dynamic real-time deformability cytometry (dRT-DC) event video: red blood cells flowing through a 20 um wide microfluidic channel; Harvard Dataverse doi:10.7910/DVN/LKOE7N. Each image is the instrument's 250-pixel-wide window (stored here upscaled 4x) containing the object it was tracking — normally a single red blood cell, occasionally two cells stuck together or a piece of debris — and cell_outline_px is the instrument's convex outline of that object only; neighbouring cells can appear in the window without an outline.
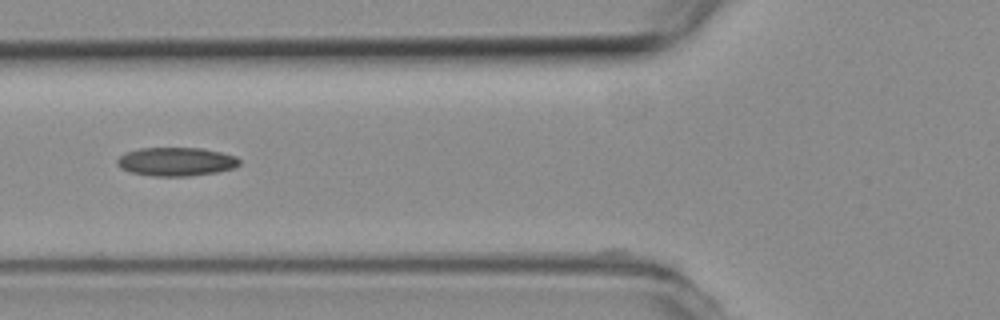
{"species": "common noctule bat (a hibernating species)", "species_latin": "Nyctalus noctula", "temperature_condition": "room temperature", "stored_images_in_passage": 35, "camera_frame_rate_fps": 3000, "um_per_image_px": 0.085, "animal": {"sex": "female", "body_mass_g": 19.3, "forearm_length_mm": 54.1}, "frame": {"image": 1, "passage_image": 2, "time_ms": 0.333, "image_size_px": [1000, 320], "cell_outline_px": [[240, 164], [232, 168], [216, 172], [188, 176], [152, 176], [132, 172], [120, 168], [116, 164], [116, 160], [124, 152], [140, 148], [204, 148], [236, 156], [240, 160]], "centroid_in_image_um": [14.94, 13.73], "position_along_channel_um": 110.9, "area_um2": 20.4}}
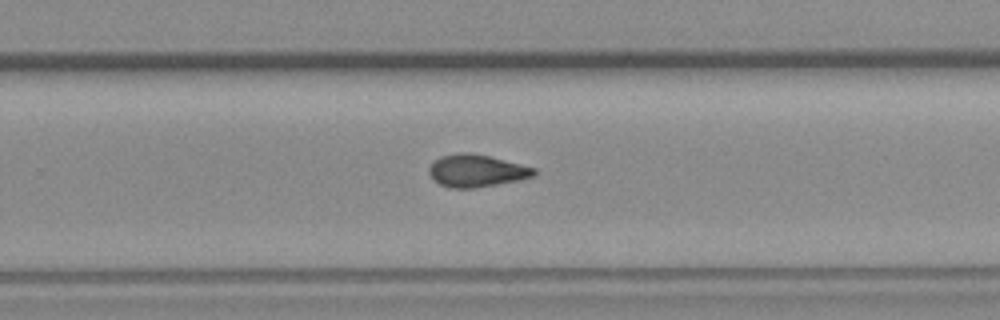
{"frame": {"image": 2, "passage_image": 16, "time_ms": 5.0, "image_size_px": [1000, 320], "cell_outline_px": [[536, 176], [520, 180], [476, 188], [448, 188], [432, 180], [428, 172], [428, 168], [432, 160], [440, 156], [460, 152], [468, 152], [488, 156], [536, 168]], "centroid_in_image_um": [40.46, 14.52], "position_along_channel_um": 289.3, "area_um2": 20.11}}
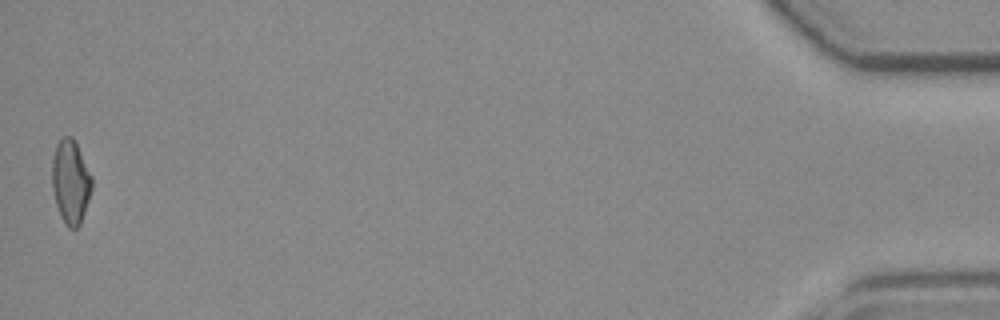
{"frame": {"image": 3, "passage_image": 35, "time_ms": 11.333, "image_size_px": [1000, 320], "cell_outline_px": [[92, 188], [80, 224], [76, 228], [68, 228], [64, 224], [60, 216], [56, 204], [52, 188], [52, 160], [56, 144], [64, 136], [72, 136], [92, 176]], "centroid_in_image_um": [5.99, 15.46], "position_along_channel_um": 429.2, "area_um2": 19.31}, "authors_computed_cell_mechanics": {"area_um2": 19.1896, "velocity_mm_per_s": 3.8158, "shape_relaxation_time_tau1_ms": null, "shape_relaxation_time_tau2_ms": 3.2151, "deformation_change_tau1": null, "deformation_change_tau2": 0.1019}}